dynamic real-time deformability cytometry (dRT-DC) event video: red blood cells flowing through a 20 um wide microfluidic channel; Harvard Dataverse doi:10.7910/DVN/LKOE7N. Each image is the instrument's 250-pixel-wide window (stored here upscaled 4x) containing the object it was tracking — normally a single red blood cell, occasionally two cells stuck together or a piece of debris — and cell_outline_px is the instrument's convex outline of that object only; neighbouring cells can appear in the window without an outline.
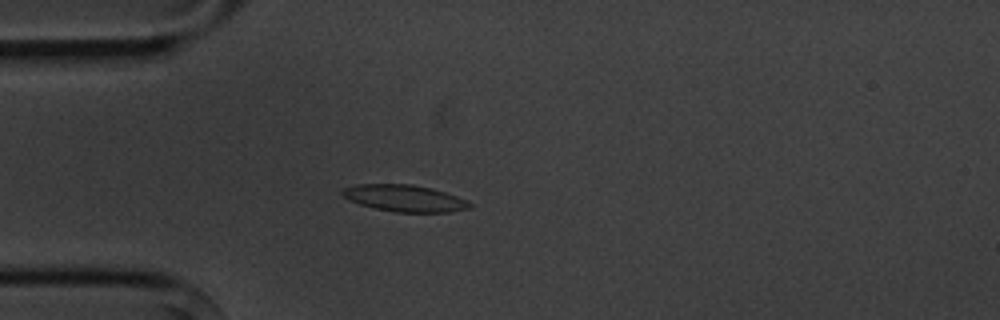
{"species": "common noctule bat (a hibernating species)", "species_latin": "Nyctalus noctula", "temperature_condition": "cold", "stored_images_in_passage": 5, "camera_frame_rate_fps": 3000, "um_per_image_px": 0.085, "animal": {"sex": "male", "body_mass_g": 20.1, "forearm_length_mm": 53.5}, "frame": {"image": 1, "passage_image": 5, "time_ms": 4.667, "image_size_px": [1000, 320], "cell_outline_px": [[472, 208], [448, 212], [396, 212], [372, 208], [360, 204], [344, 196], [340, 192], [344, 188], [356, 184], [412, 184], [432, 188], [456, 196], [472, 204]], "centroid_in_image_um": [34.39, 16.85], "position_along_channel_um": 50.6, "area_um2": 19.71}}